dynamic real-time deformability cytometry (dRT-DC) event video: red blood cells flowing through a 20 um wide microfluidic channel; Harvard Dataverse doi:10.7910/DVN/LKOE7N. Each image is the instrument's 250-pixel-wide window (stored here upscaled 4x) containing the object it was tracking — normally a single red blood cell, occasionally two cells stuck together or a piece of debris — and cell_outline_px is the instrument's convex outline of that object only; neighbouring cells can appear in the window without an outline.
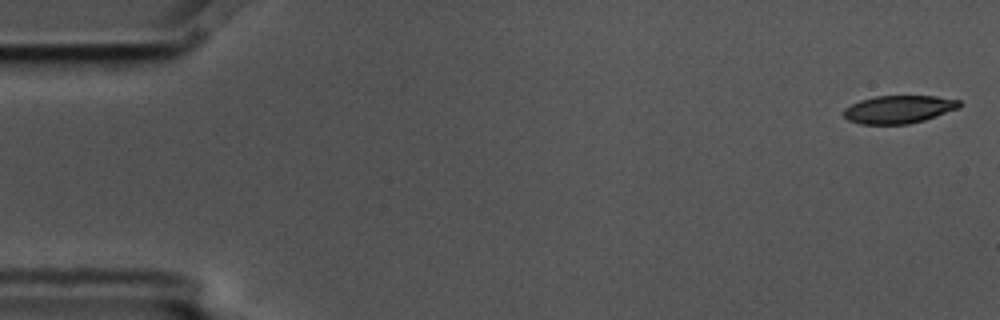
{"species": "common noctule bat (a hibernating species)", "species_latin": "Nyctalus noctula", "temperature_condition": "cold", "stored_images_in_passage": 6, "segment_of_instrument_passage": [1, 2], "camera_frame_rate_fps": 3000, "um_per_image_px": 0.085, "animal": {"sex": "male", "body_mass_g": 17.5, "forearm_length_mm": 52.3}, "frame": {"image": 1, "passage_image": 1, "time_ms": 0.0, "image_size_px": [1000, 320], "cell_outline_px": [[960, 108], [924, 120], [908, 124], [860, 124], [848, 120], [844, 116], [844, 108], [860, 100], [876, 96], [936, 96], [960, 100]], "centroid_in_image_um": [76.4, 9.29], "position_along_channel_um": 8.6, "area_um2": 18.79}}